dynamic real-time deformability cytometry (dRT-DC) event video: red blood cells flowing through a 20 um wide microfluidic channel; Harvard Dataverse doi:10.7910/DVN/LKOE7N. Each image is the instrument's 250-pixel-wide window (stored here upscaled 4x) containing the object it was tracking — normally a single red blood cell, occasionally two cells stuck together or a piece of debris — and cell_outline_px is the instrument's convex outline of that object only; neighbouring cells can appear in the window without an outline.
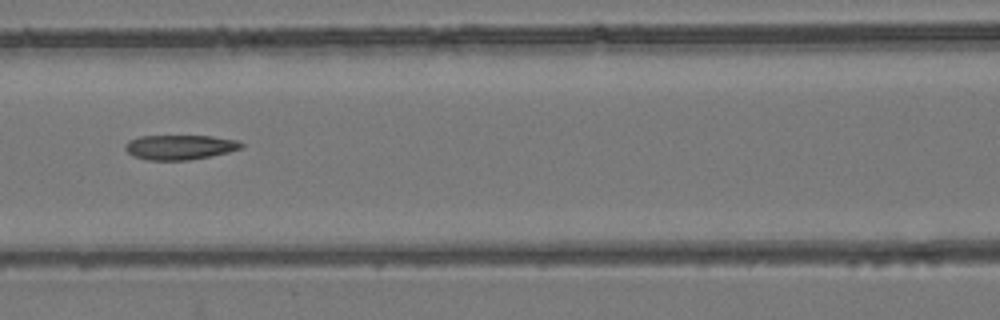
{"species": "common noctule bat (a hibernating species)", "species_latin": "Nyctalus noctula", "temperature_condition": "room temperature", "stored_images_in_passage": 9, "camera_frame_rate_fps": 3000, "um_per_image_px": 0.085, "animal": {"sex": "female", "body_mass_g": 24.6, "forearm_length_mm": 56.2}, "frame": {"image": 1, "passage_image": 6, "time_ms": 6.667, "image_size_px": [1000, 320], "cell_outline_px": [[244, 148], [228, 152], [188, 160], [148, 160], [132, 156], [124, 148], [124, 144], [128, 140], [140, 136], [212, 136], [236, 140], [244, 144]], "centroid_in_image_um": [15.26, 12.51], "position_along_channel_um": 151.3, "area_um2": 16.76}}
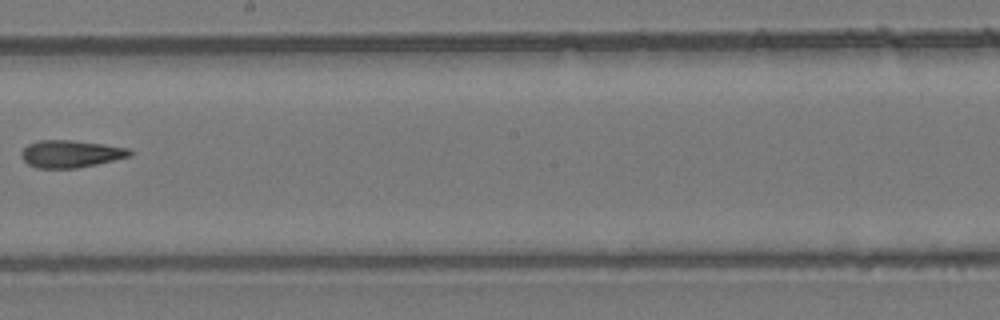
{"frame": {"image": 2, "passage_image": 8, "time_ms": 9.0, "image_size_px": [1000, 320], "cell_outline_px": [[132, 156], [96, 164], [76, 168], [36, 168], [28, 164], [20, 156], [20, 152], [28, 144], [40, 140], [72, 140], [104, 144], [128, 148], [132, 152]], "centroid_in_image_um": [6.0, 13.07], "position_along_channel_um": 242.2, "area_um2": 17.28}}
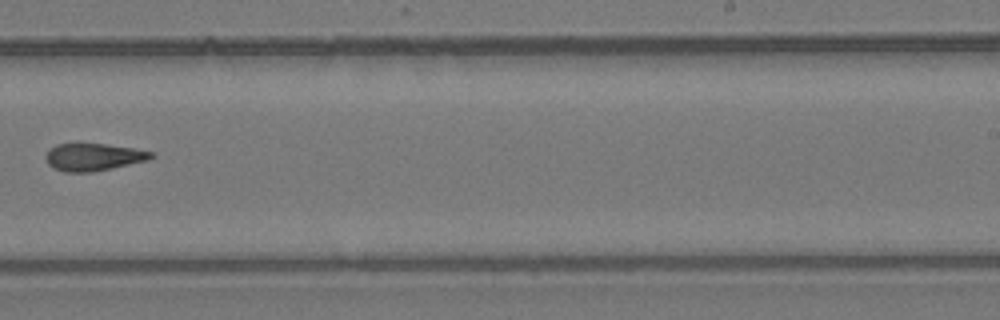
{"frame": {"image": 3, "passage_image": 9, "time_ms": 10.0, "image_size_px": [1000, 320], "cell_outline_px": [[156, 156], [148, 160], [112, 168], [92, 172], [64, 172], [52, 168], [44, 160], [44, 156], [56, 144], [104, 144], [132, 148], [156, 152]], "centroid_in_image_um": [7.95, 13.36], "position_along_channel_um": 281.1, "area_um2": 16.88}}